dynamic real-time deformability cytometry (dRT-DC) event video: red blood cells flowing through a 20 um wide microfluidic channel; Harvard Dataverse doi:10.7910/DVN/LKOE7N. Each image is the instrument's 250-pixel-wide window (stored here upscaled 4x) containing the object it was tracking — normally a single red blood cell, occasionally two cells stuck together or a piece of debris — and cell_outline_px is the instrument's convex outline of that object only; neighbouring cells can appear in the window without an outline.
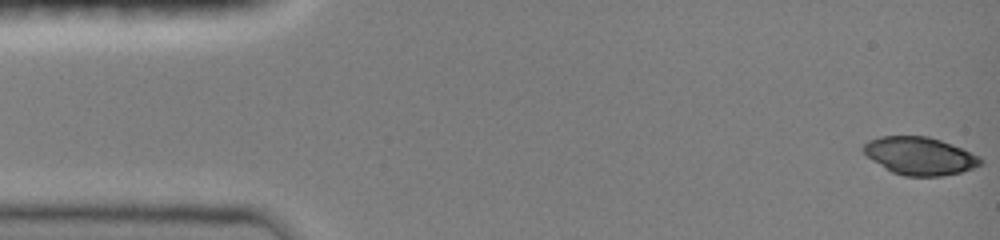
{"species": "common noctule bat (a hibernating species)", "species_latin": "Nyctalus noctula", "temperature_condition": "room temperature", "stored_images_in_passage": 11, "camera_frame_rate_fps": 3000, "um_per_image_px": 0.085, "animal": {"sex": "female", "body_mass_g": 19.0, "forearm_length_mm": 51.5}, "frame": {"image": 1, "passage_image": 1, "time_ms": 0.0, "image_size_px": [1000, 240], "cell_outline_px": [[984, 164], [960, 172], [940, 176], [904, 176], [892, 172], [872, 160], [860, 148], [868, 140], [880, 136], [928, 136], [952, 144], [980, 156], [984, 160]], "centroid_in_image_um": [78.19, 13.25], "position_along_channel_um": 6.8, "area_um2": 25.84}}
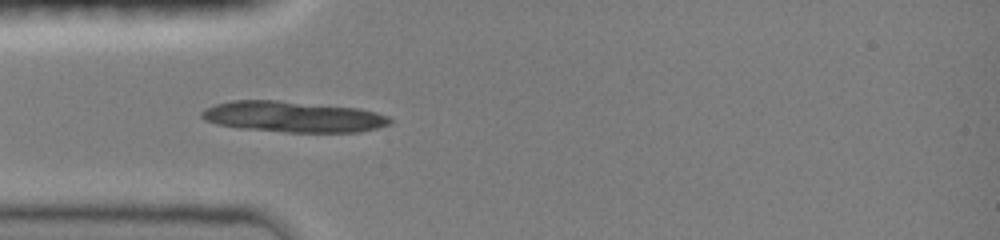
{"frame": {"image": 2, "passage_image": 7, "time_ms": 4.333, "image_size_px": [1000, 240], "cell_outline_px": [[392, 124], [360, 132], [284, 132], [240, 128], [216, 124], [204, 120], [200, 116], [200, 112], [204, 108], [216, 104], [232, 100], [276, 100], [360, 108], [376, 112], [388, 116], [392, 120]], "centroid_in_image_um": [24.9, 9.92], "position_along_channel_um": 60.1, "area_um2": 34.16}}